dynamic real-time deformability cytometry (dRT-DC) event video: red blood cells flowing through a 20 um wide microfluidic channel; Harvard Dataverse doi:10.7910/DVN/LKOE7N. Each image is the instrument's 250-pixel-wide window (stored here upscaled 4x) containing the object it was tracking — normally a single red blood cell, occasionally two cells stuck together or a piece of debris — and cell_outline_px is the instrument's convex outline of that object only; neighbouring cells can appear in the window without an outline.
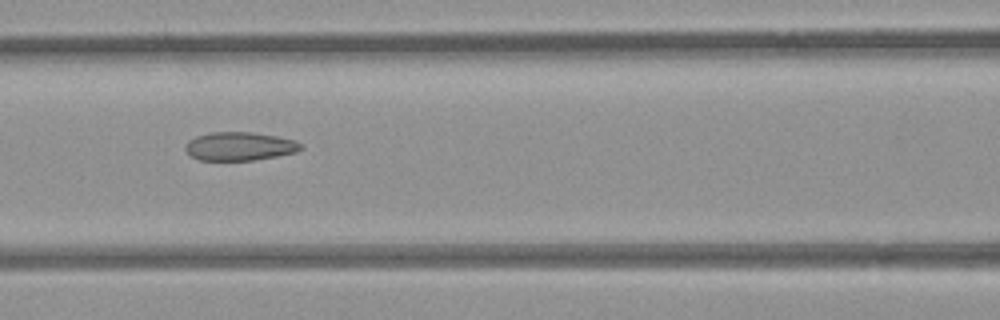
{"species": "common noctule bat (a hibernating species)", "species_latin": "Nyctalus noctula", "temperature_condition": "room temperature", "stored_images_in_passage": 10, "camera_frame_rate_fps": 3000, "um_per_image_px": 0.085, "animal": {"sex": "female", "body_mass_g": 21.9}, "frame": {"image": 1, "passage_image": 7, "time_ms": 2.0, "image_size_px": [1000, 320], "cell_outline_px": [[300, 148], [296, 152], [256, 160], [200, 160], [192, 156], [184, 148], [184, 144], [188, 140], [196, 136], [212, 132], [252, 132], [276, 136], [296, 140], [300, 144]], "centroid_in_image_um": [20.33, 12.43], "position_along_channel_um": 146.3, "area_um2": 19.07}}
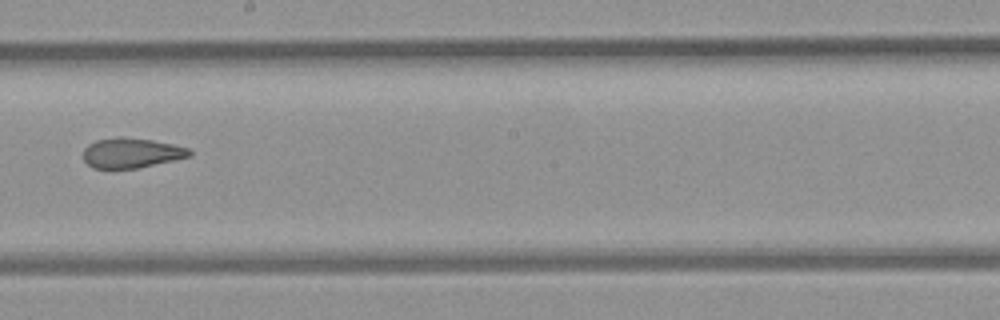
{"frame": {"image": 2, "passage_image": 9, "time_ms": 2.667, "image_size_px": [1000, 320], "cell_outline_px": [[192, 156], [136, 168], [92, 168], [84, 160], [84, 148], [88, 144], [96, 140], [116, 136], [120, 136], [152, 140], [172, 144], [188, 148], [192, 152]], "centroid_in_image_um": [11.15, 12.98], "position_along_channel_um": 237.0, "area_um2": 18.5}}
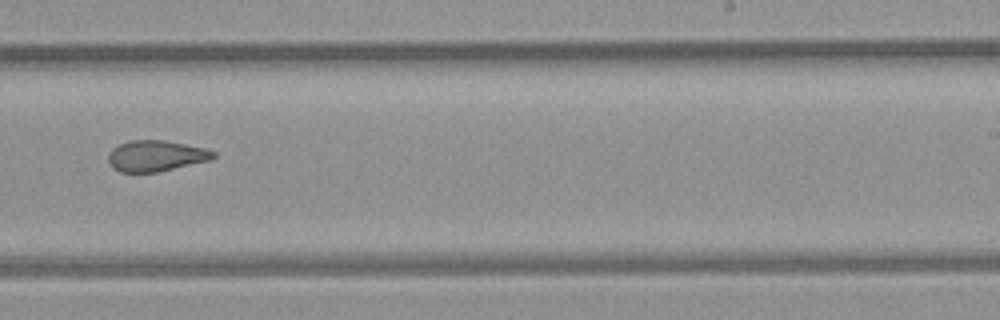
{"frame": {"image": 3, "passage_image": 10, "time_ms": 3.0, "image_size_px": [1000, 320], "cell_outline_px": [[216, 156], [208, 160], [160, 172], [120, 172], [112, 168], [108, 160], [108, 156], [112, 148], [128, 140], [164, 140], [204, 148], [216, 152]], "centroid_in_image_um": [13.22, 13.25], "position_along_channel_um": 275.8, "area_um2": 18.9}}